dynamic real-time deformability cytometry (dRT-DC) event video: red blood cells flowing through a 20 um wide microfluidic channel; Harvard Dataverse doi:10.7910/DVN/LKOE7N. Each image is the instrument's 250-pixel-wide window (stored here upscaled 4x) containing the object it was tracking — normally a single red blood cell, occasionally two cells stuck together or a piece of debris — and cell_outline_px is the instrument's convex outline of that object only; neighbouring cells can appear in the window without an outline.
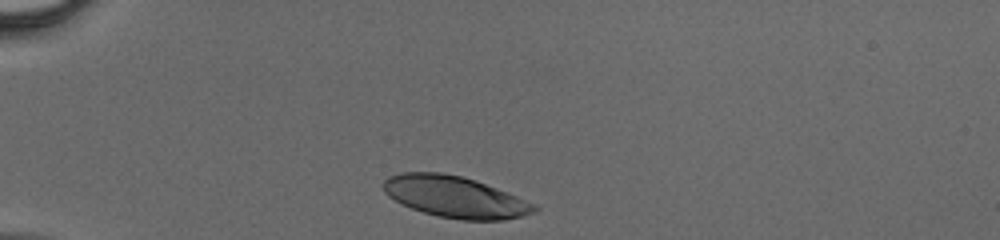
{"species": "human", "species_latin": "Homo sapiens", "temperature_condition": "cold", "stored_images_in_passage": 28, "camera_frame_rate_fps": 3000, "um_per_image_px": 0.085, "donor": {"sex": "male"}, "frame": {"image": 1, "passage_image": 1, "time_ms": 0.0, "image_size_px": [1000, 240], "cell_outline_px": [[540, 208], [532, 212], [520, 216], [504, 220], [460, 220], [436, 216], [412, 208], [388, 196], [384, 192], [384, 180], [388, 176], [400, 172], [440, 172], [460, 176], [476, 180], [516, 196]], "centroid_in_image_um": [38.63, 16.73], "position_along_channel_um": 46.4, "area_um2": 36.01}}
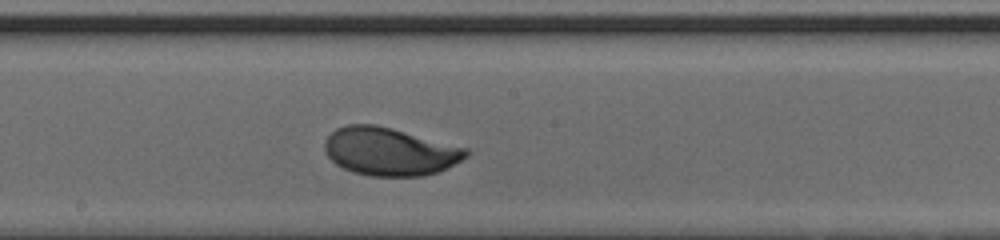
{"frame": {"image": 2, "passage_image": 15, "time_ms": 4.667, "image_size_px": [1000, 240], "cell_outline_px": [[472, 152], [468, 156], [440, 172], [424, 176], [368, 176], [352, 172], [336, 164], [328, 156], [324, 148], [324, 140], [336, 128], [348, 124], [376, 124], [392, 128], [468, 148]], "centroid_in_image_um": [33.14, 12.88], "position_along_channel_um": 215.1, "area_um2": 39.82}}
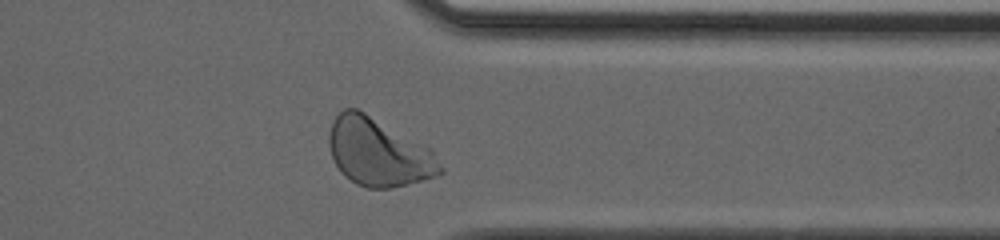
{"frame": {"image": 3, "passage_image": 26, "time_ms": 8.333, "image_size_px": [1000, 240], "cell_outline_px": [[444, 172], [436, 176], [392, 188], [368, 188], [356, 184], [344, 176], [340, 172], [332, 156], [328, 144], [328, 136], [332, 124], [336, 116], [344, 108], [356, 108], [364, 112], [428, 148], [432, 152], [444, 168]], "centroid_in_image_um": [32.14, 12.97], "position_along_channel_um": 379.3, "area_um2": 43.35}}